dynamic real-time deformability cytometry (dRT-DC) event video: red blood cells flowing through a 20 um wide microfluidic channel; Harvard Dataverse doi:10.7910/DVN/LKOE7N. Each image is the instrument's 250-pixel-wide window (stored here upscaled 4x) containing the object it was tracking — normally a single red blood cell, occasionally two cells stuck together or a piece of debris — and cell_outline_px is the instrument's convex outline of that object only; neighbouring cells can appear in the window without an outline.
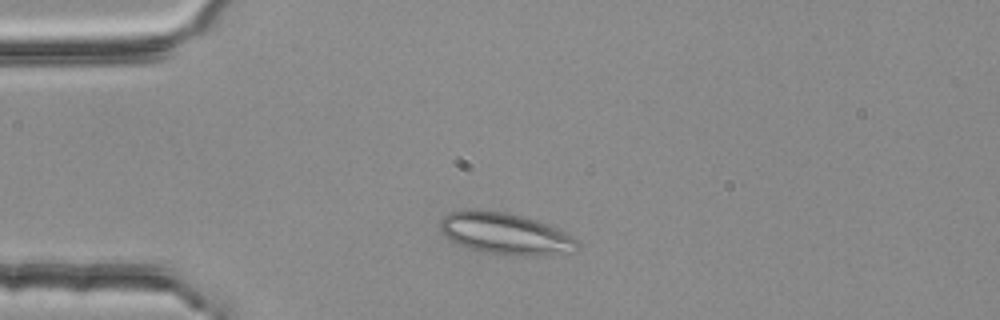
{"species": "common noctule bat (a hibernating species)", "species_latin": "Nyctalus noctula", "temperature_condition": "room temperature", "stored_images_in_passage": 1, "camera_frame_rate_fps": 3000, "um_per_image_px": 0.085, "animal": {"sex": "female", "body_mass_g": 25.1}, "frame": {"image": 1, "passage_image": 1, "time_ms": 0.0, "image_size_px": [1000, 320], "cell_outline_px": [[580, 248], [576, 252], [524, 256], [516, 256], [484, 252], [456, 244], [444, 236], [440, 232], [440, 220], [448, 212], [468, 208], [480, 208], [508, 212], [536, 220], [572, 236], [580, 244]], "centroid_in_image_um": [42.89, 19.84], "position_along_channel_um": 42.1, "area_um2": 33.7}}